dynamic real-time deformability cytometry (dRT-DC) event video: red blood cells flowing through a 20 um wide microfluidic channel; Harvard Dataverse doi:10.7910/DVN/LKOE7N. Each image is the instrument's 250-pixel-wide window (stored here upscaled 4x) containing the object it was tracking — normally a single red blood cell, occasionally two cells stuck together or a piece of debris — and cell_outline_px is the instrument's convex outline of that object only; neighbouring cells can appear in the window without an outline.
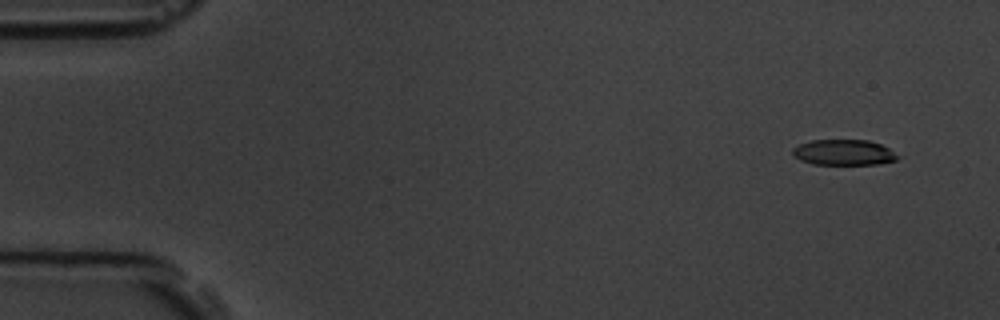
{"species": "common noctule bat (a hibernating species)", "species_latin": "Nyctalus noctula", "temperature_condition": "room temperature", "stored_images_in_passage": 6, "camera_frame_rate_fps": 3000, "um_per_image_px": 0.085, "animal": {"sex": "male", "body_mass_g": 19.5, "forearm_length_mm": 54.6}, "frame": {"image": 1, "passage_image": 2, "time_ms": 1.0, "image_size_px": [1000, 320], "cell_outline_px": [[900, 156], [896, 160], [876, 164], [812, 164], [800, 160], [792, 152], [792, 148], [800, 144], [812, 140], [868, 140], [880, 144], [888, 148]], "centroid_in_image_um": [71.72, 12.95], "position_along_channel_um": 13.3, "area_um2": 15.55}}
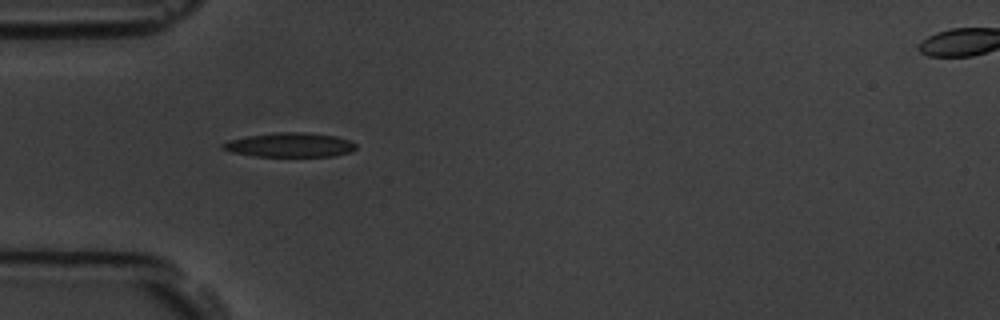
{"frame": {"image": 2, "passage_image": 5, "time_ms": 5.333, "image_size_px": [1000, 320], "cell_outline_px": [[356, 148], [348, 152], [336, 156], [256, 156], [232, 152], [220, 148], [220, 144], [228, 140], [248, 136], [276, 132], [304, 132], [336, 136], [348, 140], [356, 144]], "centroid_in_image_um": [24.61, 12.31], "position_along_channel_um": 60.4, "area_um2": 18.79}}
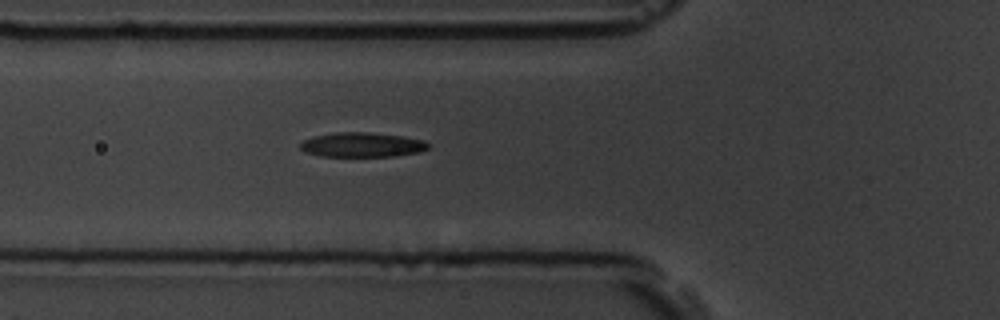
{"frame": {"image": 3, "passage_image": 6, "time_ms": 6.333, "image_size_px": [1000, 320], "cell_outline_px": [[432, 144], [428, 148], [420, 152], [392, 156], [320, 156], [304, 152], [300, 148], [300, 144], [304, 140], [312, 136], [336, 132], [368, 132], [404, 136], [424, 140]], "centroid_in_image_um": [30.79, 12.3], "position_along_channel_um": 95.0, "area_um2": 18.5}}